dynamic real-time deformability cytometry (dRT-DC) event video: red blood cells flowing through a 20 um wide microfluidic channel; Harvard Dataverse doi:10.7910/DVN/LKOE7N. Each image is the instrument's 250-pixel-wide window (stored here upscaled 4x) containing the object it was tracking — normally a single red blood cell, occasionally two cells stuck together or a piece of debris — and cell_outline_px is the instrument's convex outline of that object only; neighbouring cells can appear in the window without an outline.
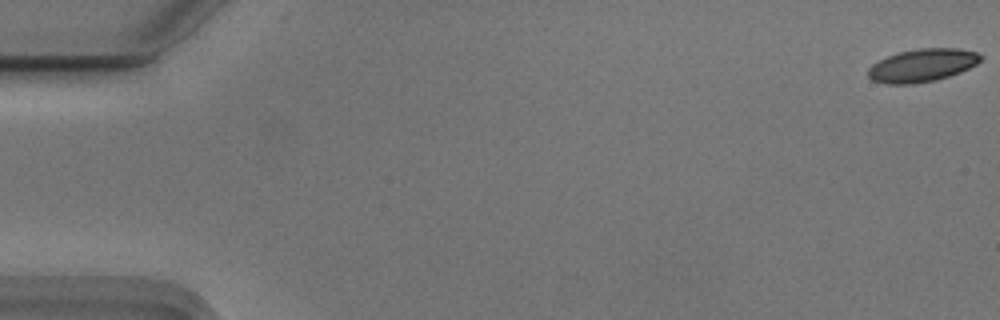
{"species": "Egyptian fruit bat (a non-hibernating species)", "species_latin": "Rousettus aegyptiacus", "temperature_condition": "cold", "stored_images_in_passage": 8, "camera_frame_rate_fps": 3000, "um_per_image_px": 0.085, "animal": {"sex": "male"}, "frame": {"image": 1, "passage_image": 1, "time_ms": 0.0, "image_size_px": [1000, 320], "cell_outline_px": [[984, 56], [976, 64], [960, 72], [936, 80], [912, 84], [884, 84], [872, 80], [868, 76], [868, 68], [872, 64], [888, 56], [900, 52], [916, 48], [956, 48], [976, 52]], "centroid_in_image_um": [78.37, 5.55], "position_along_channel_um": 6.6, "area_um2": 21.56}}